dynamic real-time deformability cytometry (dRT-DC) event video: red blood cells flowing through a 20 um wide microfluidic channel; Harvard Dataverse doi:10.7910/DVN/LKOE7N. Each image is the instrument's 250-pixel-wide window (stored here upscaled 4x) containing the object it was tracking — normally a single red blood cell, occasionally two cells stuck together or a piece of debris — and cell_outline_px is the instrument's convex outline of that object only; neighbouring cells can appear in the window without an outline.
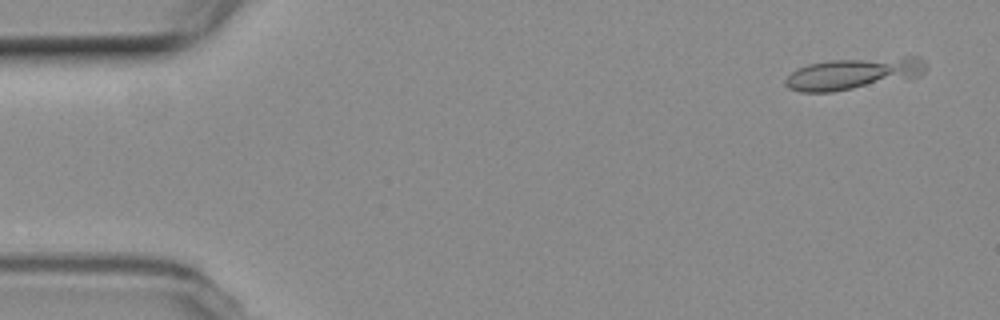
{"species": "common noctule bat (a hibernating species)", "species_latin": "Nyctalus noctula", "temperature_condition": "room temperature", "stored_images_in_passage": 4, "camera_frame_rate_fps": 3000, "um_per_image_px": 0.085, "animal": {"sex": "female", "body_mass_g": 19.3, "forearm_length_mm": 54.1}, "frame": {"image": 1, "passage_image": 1, "time_ms": 0.0, "image_size_px": [1000, 320], "cell_outline_px": [[928, 68], [920, 76], [832, 92], [800, 92], [788, 88], [784, 84], [784, 80], [796, 68], [808, 64], [828, 60], [904, 56], [920, 56], [928, 64]], "centroid_in_image_um": [72.57, 6.23], "position_along_channel_um": 12.4, "area_um2": 26.24}}